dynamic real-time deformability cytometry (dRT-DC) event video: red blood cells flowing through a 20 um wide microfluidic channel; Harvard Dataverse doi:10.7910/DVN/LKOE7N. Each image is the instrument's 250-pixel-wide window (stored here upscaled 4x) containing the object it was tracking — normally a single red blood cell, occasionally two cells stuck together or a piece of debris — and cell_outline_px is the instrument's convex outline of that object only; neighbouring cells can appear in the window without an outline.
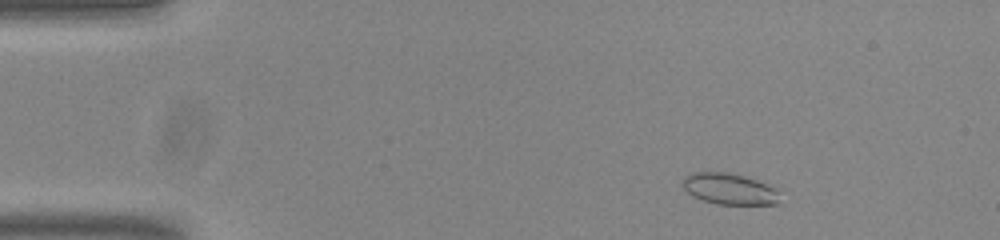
{"species": "common noctule bat (a hibernating species)", "species_latin": "Nyctalus noctula", "temperature_condition": "room temperature", "stored_images_in_passage": 51, "camera_frame_rate_fps": 3000, "um_per_image_px": 0.085, "animal": {"sex": "male", "body_mass_g": 20.0, "forearm_length_mm": 53.3}, "frame": {"image": 1, "passage_image": 5, "time_ms": 1.333, "image_size_px": [1000, 240], "cell_outline_px": [[784, 204], [716, 204], [692, 196], [684, 188], [684, 176], [692, 172], [728, 172], [744, 176], [756, 180], [772, 188], [776, 192]], "centroid_in_image_um": [61.99, 16.06], "position_along_channel_um": 23.0, "area_um2": 17.46}}
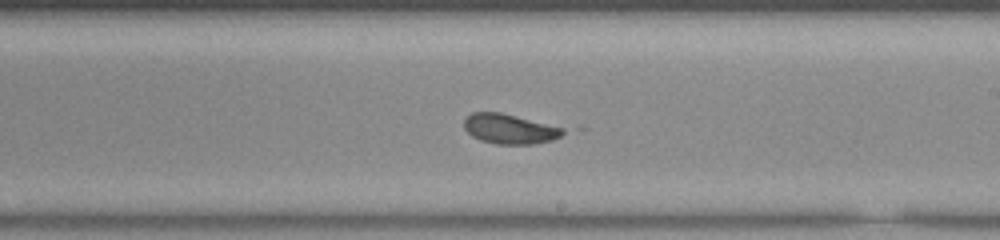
{"frame": {"image": 2, "passage_image": 29, "time_ms": 9.333, "image_size_px": [1000, 240], "cell_outline_px": [[564, 132], [560, 136], [552, 140], [532, 144], [496, 144], [480, 140], [472, 136], [464, 128], [464, 120], [472, 112], [500, 112], [564, 128]], "centroid_in_image_um": [43.29, 10.96], "position_along_channel_um": 245.7, "area_um2": 16.99}}
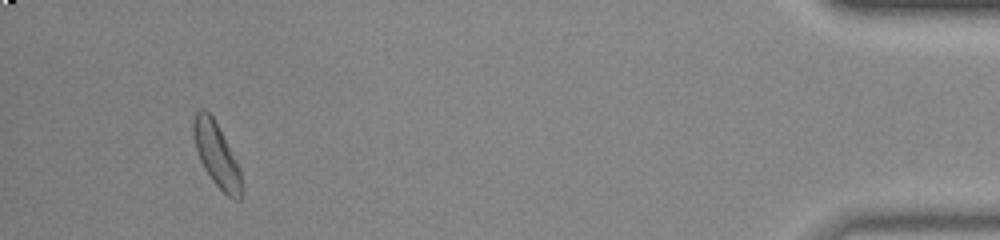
{"frame": {"image": 3, "passage_image": 48, "time_ms": 15.667, "image_size_px": [1000, 240], "cell_outline_px": [[240, 200], [236, 200], [228, 196], [212, 180], [204, 168], [200, 160], [196, 148], [192, 132], [192, 120], [196, 112], [200, 108], [204, 108], [212, 116], [240, 168]], "centroid_in_image_um": [18.36, 13.11], "position_along_channel_um": 416.8, "area_um2": 17.4}, "authors_computed_cell_mechanics": {"area_um2": 17.6868, "velocity_mm_per_s": 3.817, "shape_relaxation_time_tau1_ms": 4.2485, "shape_relaxation_time_tau2_ms": 3.2195, "deformation_change_tau1": 0.1147, "deformation_change_tau2": 0.0792}}